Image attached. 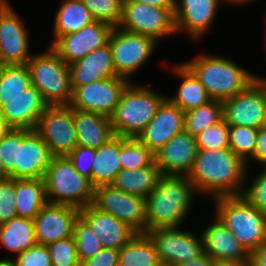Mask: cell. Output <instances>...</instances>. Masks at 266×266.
I'll use <instances>...</instances> for the list:
<instances>
[{"mask_svg": "<svg viewBox=\"0 0 266 266\" xmlns=\"http://www.w3.org/2000/svg\"><path fill=\"white\" fill-rule=\"evenodd\" d=\"M246 164L230 148L198 150L187 177L197 194H210L214 199L242 195Z\"/></svg>", "mask_w": 266, "mask_h": 266, "instance_id": "cell-1", "label": "cell"}, {"mask_svg": "<svg viewBox=\"0 0 266 266\" xmlns=\"http://www.w3.org/2000/svg\"><path fill=\"white\" fill-rule=\"evenodd\" d=\"M197 191L187 176L163 175L146 199V232L180 227Z\"/></svg>", "mask_w": 266, "mask_h": 266, "instance_id": "cell-2", "label": "cell"}, {"mask_svg": "<svg viewBox=\"0 0 266 266\" xmlns=\"http://www.w3.org/2000/svg\"><path fill=\"white\" fill-rule=\"evenodd\" d=\"M183 64L198 78L209 97L221 102L240 93L256 78L234 61L218 56L199 55Z\"/></svg>", "mask_w": 266, "mask_h": 266, "instance_id": "cell-3", "label": "cell"}, {"mask_svg": "<svg viewBox=\"0 0 266 266\" xmlns=\"http://www.w3.org/2000/svg\"><path fill=\"white\" fill-rule=\"evenodd\" d=\"M166 99L167 97L150 88L129 83L110 116L114 134L125 138H137Z\"/></svg>", "mask_w": 266, "mask_h": 266, "instance_id": "cell-4", "label": "cell"}, {"mask_svg": "<svg viewBox=\"0 0 266 266\" xmlns=\"http://www.w3.org/2000/svg\"><path fill=\"white\" fill-rule=\"evenodd\" d=\"M215 215L250 254L266 242V214L244 196L215 198Z\"/></svg>", "mask_w": 266, "mask_h": 266, "instance_id": "cell-5", "label": "cell"}, {"mask_svg": "<svg viewBox=\"0 0 266 266\" xmlns=\"http://www.w3.org/2000/svg\"><path fill=\"white\" fill-rule=\"evenodd\" d=\"M31 83L49 106L70 105L73 88L69 65L49 46L45 53L32 55L28 60Z\"/></svg>", "mask_w": 266, "mask_h": 266, "instance_id": "cell-6", "label": "cell"}, {"mask_svg": "<svg viewBox=\"0 0 266 266\" xmlns=\"http://www.w3.org/2000/svg\"><path fill=\"white\" fill-rule=\"evenodd\" d=\"M44 181L49 203L81 209L93 202L94 186L74 168L67 156L53 157Z\"/></svg>", "mask_w": 266, "mask_h": 266, "instance_id": "cell-7", "label": "cell"}, {"mask_svg": "<svg viewBox=\"0 0 266 266\" xmlns=\"http://www.w3.org/2000/svg\"><path fill=\"white\" fill-rule=\"evenodd\" d=\"M108 43L114 69L119 77L128 80L152 55L158 44L153 38L113 27Z\"/></svg>", "mask_w": 266, "mask_h": 266, "instance_id": "cell-8", "label": "cell"}, {"mask_svg": "<svg viewBox=\"0 0 266 266\" xmlns=\"http://www.w3.org/2000/svg\"><path fill=\"white\" fill-rule=\"evenodd\" d=\"M92 205L114 215L137 233H146V199L123 192L111 184L94 187Z\"/></svg>", "mask_w": 266, "mask_h": 266, "instance_id": "cell-9", "label": "cell"}, {"mask_svg": "<svg viewBox=\"0 0 266 266\" xmlns=\"http://www.w3.org/2000/svg\"><path fill=\"white\" fill-rule=\"evenodd\" d=\"M175 9H163L139 2H124L119 28L153 38L156 42L175 34Z\"/></svg>", "mask_w": 266, "mask_h": 266, "instance_id": "cell-10", "label": "cell"}, {"mask_svg": "<svg viewBox=\"0 0 266 266\" xmlns=\"http://www.w3.org/2000/svg\"><path fill=\"white\" fill-rule=\"evenodd\" d=\"M35 131L54 156H67L78 145L73 108L69 105L48 106Z\"/></svg>", "mask_w": 266, "mask_h": 266, "instance_id": "cell-11", "label": "cell"}, {"mask_svg": "<svg viewBox=\"0 0 266 266\" xmlns=\"http://www.w3.org/2000/svg\"><path fill=\"white\" fill-rule=\"evenodd\" d=\"M223 119L234 126H266L264 78L256 76L244 90L222 102Z\"/></svg>", "mask_w": 266, "mask_h": 266, "instance_id": "cell-12", "label": "cell"}, {"mask_svg": "<svg viewBox=\"0 0 266 266\" xmlns=\"http://www.w3.org/2000/svg\"><path fill=\"white\" fill-rule=\"evenodd\" d=\"M176 228H160L147 231L155 245L161 263L178 266L204 255L202 236Z\"/></svg>", "mask_w": 266, "mask_h": 266, "instance_id": "cell-13", "label": "cell"}, {"mask_svg": "<svg viewBox=\"0 0 266 266\" xmlns=\"http://www.w3.org/2000/svg\"><path fill=\"white\" fill-rule=\"evenodd\" d=\"M129 81L117 76L78 86L73 90V98L69 106L110 117L119 104Z\"/></svg>", "mask_w": 266, "mask_h": 266, "instance_id": "cell-14", "label": "cell"}, {"mask_svg": "<svg viewBox=\"0 0 266 266\" xmlns=\"http://www.w3.org/2000/svg\"><path fill=\"white\" fill-rule=\"evenodd\" d=\"M112 29L110 24L95 20L77 32L60 36L50 46L66 64L71 65L106 45Z\"/></svg>", "mask_w": 266, "mask_h": 266, "instance_id": "cell-15", "label": "cell"}, {"mask_svg": "<svg viewBox=\"0 0 266 266\" xmlns=\"http://www.w3.org/2000/svg\"><path fill=\"white\" fill-rule=\"evenodd\" d=\"M54 155L35 130L18 129V165L12 179L44 178Z\"/></svg>", "mask_w": 266, "mask_h": 266, "instance_id": "cell-16", "label": "cell"}, {"mask_svg": "<svg viewBox=\"0 0 266 266\" xmlns=\"http://www.w3.org/2000/svg\"><path fill=\"white\" fill-rule=\"evenodd\" d=\"M80 209L71 205L47 203L34 221L37 244L48 245L73 236Z\"/></svg>", "mask_w": 266, "mask_h": 266, "instance_id": "cell-17", "label": "cell"}, {"mask_svg": "<svg viewBox=\"0 0 266 266\" xmlns=\"http://www.w3.org/2000/svg\"><path fill=\"white\" fill-rule=\"evenodd\" d=\"M184 114L180 107L166 99L137 138L156 154L175 135L184 131Z\"/></svg>", "mask_w": 266, "mask_h": 266, "instance_id": "cell-18", "label": "cell"}, {"mask_svg": "<svg viewBox=\"0 0 266 266\" xmlns=\"http://www.w3.org/2000/svg\"><path fill=\"white\" fill-rule=\"evenodd\" d=\"M197 153L196 137L183 131L154 154L155 163L163 175L187 176L193 168Z\"/></svg>", "mask_w": 266, "mask_h": 266, "instance_id": "cell-19", "label": "cell"}, {"mask_svg": "<svg viewBox=\"0 0 266 266\" xmlns=\"http://www.w3.org/2000/svg\"><path fill=\"white\" fill-rule=\"evenodd\" d=\"M28 34L11 6L0 12V52L3 65H25L31 58Z\"/></svg>", "mask_w": 266, "mask_h": 266, "instance_id": "cell-20", "label": "cell"}, {"mask_svg": "<svg viewBox=\"0 0 266 266\" xmlns=\"http://www.w3.org/2000/svg\"><path fill=\"white\" fill-rule=\"evenodd\" d=\"M79 216L99 238L103 248L120 250L137 232L112 214L98 210L92 204L80 209Z\"/></svg>", "mask_w": 266, "mask_h": 266, "instance_id": "cell-21", "label": "cell"}, {"mask_svg": "<svg viewBox=\"0 0 266 266\" xmlns=\"http://www.w3.org/2000/svg\"><path fill=\"white\" fill-rule=\"evenodd\" d=\"M48 106L40 91L31 85L15 98L4 101L0 110L12 128L35 130Z\"/></svg>", "mask_w": 266, "mask_h": 266, "instance_id": "cell-22", "label": "cell"}, {"mask_svg": "<svg viewBox=\"0 0 266 266\" xmlns=\"http://www.w3.org/2000/svg\"><path fill=\"white\" fill-rule=\"evenodd\" d=\"M221 0H181L176 1L174 12L176 32L187 30L193 39L202 37L216 18Z\"/></svg>", "mask_w": 266, "mask_h": 266, "instance_id": "cell-23", "label": "cell"}, {"mask_svg": "<svg viewBox=\"0 0 266 266\" xmlns=\"http://www.w3.org/2000/svg\"><path fill=\"white\" fill-rule=\"evenodd\" d=\"M73 90L82 85L117 77L109 43L69 65Z\"/></svg>", "mask_w": 266, "mask_h": 266, "instance_id": "cell-24", "label": "cell"}, {"mask_svg": "<svg viewBox=\"0 0 266 266\" xmlns=\"http://www.w3.org/2000/svg\"><path fill=\"white\" fill-rule=\"evenodd\" d=\"M214 221L201 233L204 254L214 261L250 259L249 253L224 223L214 215Z\"/></svg>", "mask_w": 266, "mask_h": 266, "instance_id": "cell-25", "label": "cell"}, {"mask_svg": "<svg viewBox=\"0 0 266 266\" xmlns=\"http://www.w3.org/2000/svg\"><path fill=\"white\" fill-rule=\"evenodd\" d=\"M78 145L97 149L115 136L110 117L73 108Z\"/></svg>", "mask_w": 266, "mask_h": 266, "instance_id": "cell-26", "label": "cell"}, {"mask_svg": "<svg viewBox=\"0 0 266 266\" xmlns=\"http://www.w3.org/2000/svg\"><path fill=\"white\" fill-rule=\"evenodd\" d=\"M16 213L34 220L48 203L44 178L15 179Z\"/></svg>", "mask_w": 266, "mask_h": 266, "instance_id": "cell-27", "label": "cell"}, {"mask_svg": "<svg viewBox=\"0 0 266 266\" xmlns=\"http://www.w3.org/2000/svg\"><path fill=\"white\" fill-rule=\"evenodd\" d=\"M121 136L112 137L106 144L95 149L91 184L96 187L111 184L122 170L120 164Z\"/></svg>", "mask_w": 266, "mask_h": 266, "instance_id": "cell-28", "label": "cell"}, {"mask_svg": "<svg viewBox=\"0 0 266 266\" xmlns=\"http://www.w3.org/2000/svg\"><path fill=\"white\" fill-rule=\"evenodd\" d=\"M163 176L155 161L147 167L139 169H122L111 182V185L123 192L147 197L158 185Z\"/></svg>", "mask_w": 266, "mask_h": 266, "instance_id": "cell-29", "label": "cell"}, {"mask_svg": "<svg viewBox=\"0 0 266 266\" xmlns=\"http://www.w3.org/2000/svg\"><path fill=\"white\" fill-rule=\"evenodd\" d=\"M172 69L173 73L182 80L177 94L167 98L172 104L186 112L212 100L198 78L183 63L174 65Z\"/></svg>", "mask_w": 266, "mask_h": 266, "instance_id": "cell-30", "label": "cell"}, {"mask_svg": "<svg viewBox=\"0 0 266 266\" xmlns=\"http://www.w3.org/2000/svg\"><path fill=\"white\" fill-rule=\"evenodd\" d=\"M35 244L37 241L32 219L16 216L0 226V247L17 256Z\"/></svg>", "mask_w": 266, "mask_h": 266, "instance_id": "cell-31", "label": "cell"}, {"mask_svg": "<svg viewBox=\"0 0 266 266\" xmlns=\"http://www.w3.org/2000/svg\"><path fill=\"white\" fill-rule=\"evenodd\" d=\"M94 21L82 0H64L55 15L53 43L60 36L77 32Z\"/></svg>", "mask_w": 266, "mask_h": 266, "instance_id": "cell-32", "label": "cell"}, {"mask_svg": "<svg viewBox=\"0 0 266 266\" xmlns=\"http://www.w3.org/2000/svg\"><path fill=\"white\" fill-rule=\"evenodd\" d=\"M160 263L155 245L146 233H137L119 250L118 266H157Z\"/></svg>", "mask_w": 266, "mask_h": 266, "instance_id": "cell-33", "label": "cell"}, {"mask_svg": "<svg viewBox=\"0 0 266 266\" xmlns=\"http://www.w3.org/2000/svg\"><path fill=\"white\" fill-rule=\"evenodd\" d=\"M31 85V74L26 64L3 65L0 68V109L4 101L15 98Z\"/></svg>", "mask_w": 266, "mask_h": 266, "instance_id": "cell-34", "label": "cell"}, {"mask_svg": "<svg viewBox=\"0 0 266 266\" xmlns=\"http://www.w3.org/2000/svg\"><path fill=\"white\" fill-rule=\"evenodd\" d=\"M223 119V104L211 100L198 108L188 110L184 114V131L196 137L208 127Z\"/></svg>", "mask_w": 266, "mask_h": 266, "instance_id": "cell-35", "label": "cell"}, {"mask_svg": "<svg viewBox=\"0 0 266 266\" xmlns=\"http://www.w3.org/2000/svg\"><path fill=\"white\" fill-rule=\"evenodd\" d=\"M154 154L138 139L121 137L120 164L122 169H139L150 166Z\"/></svg>", "mask_w": 266, "mask_h": 266, "instance_id": "cell-36", "label": "cell"}, {"mask_svg": "<svg viewBox=\"0 0 266 266\" xmlns=\"http://www.w3.org/2000/svg\"><path fill=\"white\" fill-rule=\"evenodd\" d=\"M257 136V128L229 125V148L247 163L254 157Z\"/></svg>", "mask_w": 266, "mask_h": 266, "instance_id": "cell-37", "label": "cell"}, {"mask_svg": "<svg viewBox=\"0 0 266 266\" xmlns=\"http://www.w3.org/2000/svg\"><path fill=\"white\" fill-rule=\"evenodd\" d=\"M73 237L80 263L94 257L103 248L101 241L90 226L79 216L74 223Z\"/></svg>", "mask_w": 266, "mask_h": 266, "instance_id": "cell-38", "label": "cell"}, {"mask_svg": "<svg viewBox=\"0 0 266 266\" xmlns=\"http://www.w3.org/2000/svg\"><path fill=\"white\" fill-rule=\"evenodd\" d=\"M96 21L118 27L122 15L124 0H82Z\"/></svg>", "mask_w": 266, "mask_h": 266, "instance_id": "cell-39", "label": "cell"}, {"mask_svg": "<svg viewBox=\"0 0 266 266\" xmlns=\"http://www.w3.org/2000/svg\"><path fill=\"white\" fill-rule=\"evenodd\" d=\"M198 150L229 148V124L222 119L196 136Z\"/></svg>", "mask_w": 266, "mask_h": 266, "instance_id": "cell-40", "label": "cell"}, {"mask_svg": "<svg viewBox=\"0 0 266 266\" xmlns=\"http://www.w3.org/2000/svg\"><path fill=\"white\" fill-rule=\"evenodd\" d=\"M52 266H81L73 236L47 245Z\"/></svg>", "mask_w": 266, "mask_h": 266, "instance_id": "cell-41", "label": "cell"}, {"mask_svg": "<svg viewBox=\"0 0 266 266\" xmlns=\"http://www.w3.org/2000/svg\"><path fill=\"white\" fill-rule=\"evenodd\" d=\"M0 158L10 175L15 170V165H18V129L12 128L0 139Z\"/></svg>", "mask_w": 266, "mask_h": 266, "instance_id": "cell-42", "label": "cell"}, {"mask_svg": "<svg viewBox=\"0 0 266 266\" xmlns=\"http://www.w3.org/2000/svg\"><path fill=\"white\" fill-rule=\"evenodd\" d=\"M15 179L0 182V226L16 217Z\"/></svg>", "mask_w": 266, "mask_h": 266, "instance_id": "cell-43", "label": "cell"}, {"mask_svg": "<svg viewBox=\"0 0 266 266\" xmlns=\"http://www.w3.org/2000/svg\"><path fill=\"white\" fill-rule=\"evenodd\" d=\"M250 185L248 189L244 188L242 196L266 214V166Z\"/></svg>", "mask_w": 266, "mask_h": 266, "instance_id": "cell-44", "label": "cell"}, {"mask_svg": "<svg viewBox=\"0 0 266 266\" xmlns=\"http://www.w3.org/2000/svg\"><path fill=\"white\" fill-rule=\"evenodd\" d=\"M95 149L77 145L67 157L74 168L91 182V173L94 162Z\"/></svg>", "mask_w": 266, "mask_h": 266, "instance_id": "cell-45", "label": "cell"}, {"mask_svg": "<svg viewBox=\"0 0 266 266\" xmlns=\"http://www.w3.org/2000/svg\"><path fill=\"white\" fill-rule=\"evenodd\" d=\"M19 266H52L48 247L35 244L15 258Z\"/></svg>", "mask_w": 266, "mask_h": 266, "instance_id": "cell-46", "label": "cell"}, {"mask_svg": "<svg viewBox=\"0 0 266 266\" xmlns=\"http://www.w3.org/2000/svg\"><path fill=\"white\" fill-rule=\"evenodd\" d=\"M119 250L102 248L94 257L84 261L81 266H118Z\"/></svg>", "mask_w": 266, "mask_h": 266, "instance_id": "cell-47", "label": "cell"}, {"mask_svg": "<svg viewBox=\"0 0 266 266\" xmlns=\"http://www.w3.org/2000/svg\"><path fill=\"white\" fill-rule=\"evenodd\" d=\"M253 158L266 166V126L258 129L256 150Z\"/></svg>", "mask_w": 266, "mask_h": 266, "instance_id": "cell-48", "label": "cell"}, {"mask_svg": "<svg viewBox=\"0 0 266 266\" xmlns=\"http://www.w3.org/2000/svg\"><path fill=\"white\" fill-rule=\"evenodd\" d=\"M252 266H266V242L249 254Z\"/></svg>", "mask_w": 266, "mask_h": 266, "instance_id": "cell-49", "label": "cell"}, {"mask_svg": "<svg viewBox=\"0 0 266 266\" xmlns=\"http://www.w3.org/2000/svg\"><path fill=\"white\" fill-rule=\"evenodd\" d=\"M177 0H124V2H139L163 9H176Z\"/></svg>", "mask_w": 266, "mask_h": 266, "instance_id": "cell-50", "label": "cell"}, {"mask_svg": "<svg viewBox=\"0 0 266 266\" xmlns=\"http://www.w3.org/2000/svg\"><path fill=\"white\" fill-rule=\"evenodd\" d=\"M214 265L215 261L210 256L204 254L197 259L181 263L178 266H214Z\"/></svg>", "mask_w": 266, "mask_h": 266, "instance_id": "cell-51", "label": "cell"}, {"mask_svg": "<svg viewBox=\"0 0 266 266\" xmlns=\"http://www.w3.org/2000/svg\"><path fill=\"white\" fill-rule=\"evenodd\" d=\"M214 266H252L250 259L243 260H218Z\"/></svg>", "mask_w": 266, "mask_h": 266, "instance_id": "cell-52", "label": "cell"}, {"mask_svg": "<svg viewBox=\"0 0 266 266\" xmlns=\"http://www.w3.org/2000/svg\"><path fill=\"white\" fill-rule=\"evenodd\" d=\"M11 129L12 127L8 124L7 120L0 110V139L5 136Z\"/></svg>", "mask_w": 266, "mask_h": 266, "instance_id": "cell-53", "label": "cell"}, {"mask_svg": "<svg viewBox=\"0 0 266 266\" xmlns=\"http://www.w3.org/2000/svg\"><path fill=\"white\" fill-rule=\"evenodd\" d=\"M0 266H19V264L16 259H3L0 260Z\"/></svg>", "mask_w": 266, "mask_h": 266, "instance_id": "cell-54", "label": "cell"}, {"mask_svg": "<svg viewBox=\"0 0 266 266\" xmlns=\"http://www.w3.org/2000/svg\"><path fill=\"white\" fill-rule=\"evenodd\" d=\"M9 175L7 174L6 170L3 167L1 158H0V182L9 179Z\"/></svg>", "mask_w": 266, "mask_h": 266, "instance_id": "cell-55", "label": "cell"}, {"mask_svg": "<svg viewBox=\"0 0 266 266\" xmlns=\"http://www.w3.org/2000/svg\"><path fill=\"white\" fill-rule=\"evenodd\" d=\"M9 7L10 5L6 0H0V12L7 10Z\"/></svg>", "mask_w": 266, "mask_h": 266, "instance_id": "cell-56", "label": "cell"}, {"mask_svg": "<svg viewBox=\"0 0 266 266\" xmlns=\"http://www.w3.org/2000/svg\"><path fill=\"white\" fill-rule=\"evenodd\" d=\"M223 1H226V2H229V3L233 2V3H236V4H238V3L242 4V3H245V2H248V1L250 2L251 0H223ZM221 2H222V0H221Z\"/></svg>", "mask_w": 266, "mask_h": 266, "instance_id": "cell-57", "label": "cell"}, {"mask_svg": "<svg viewBox=\"0 0 266 266\" xmlns=\"http://www.w3.org/2000/svg\"><path fill=\"white\" fill-rule=\"evenodd\" d=\"M264 93H265V107H266V79L264 78Z\"/></svg>", "mask_w": 266, "mask_h": 266, "instance_id": "cell-58", "label": "cell"}, {"mask_svg": "<svg viewBox=\"0 0 266 266\" xmlns=\"http://www.w3.org/2000/svg\"><path fill=\"white\" fill-rule=\"evenodd\" d=\"M3 66V62H2V56H1V52H0V68Z\"/></svg>", "mask_w": 266, "mask_h": 266, "instance_id": "cell-59", "label": "cell"}, {"mask_svg": "<svg viewBox=\"0 0 266 266\" xmlns=\"http://www.w3.org/2000/svg\"><path fill=\"white\" fill-rule=\"evenodd\" d=\"M157 266H171V265H169V264H166V263H160L159 265H157Z\"/></svg>", "mask_w": 266, "mask_h": 266, "instance_id": "cell-60", "label": "cell"}, {"mask_svg": "<svg viewBox=\"0 0 266 266\" xmlns=\"http://www.w3.org/2000/svg\"><path fill=\"white\" fill-rule=\"evenodd\" d=\"M265 31H266V28H265ZM265 48H266V32H265Z\"/></svg>", "mask_w": 266, "mask_h": 266, "instance_id": "cell-61", "label": "cell"}]
</instances>
